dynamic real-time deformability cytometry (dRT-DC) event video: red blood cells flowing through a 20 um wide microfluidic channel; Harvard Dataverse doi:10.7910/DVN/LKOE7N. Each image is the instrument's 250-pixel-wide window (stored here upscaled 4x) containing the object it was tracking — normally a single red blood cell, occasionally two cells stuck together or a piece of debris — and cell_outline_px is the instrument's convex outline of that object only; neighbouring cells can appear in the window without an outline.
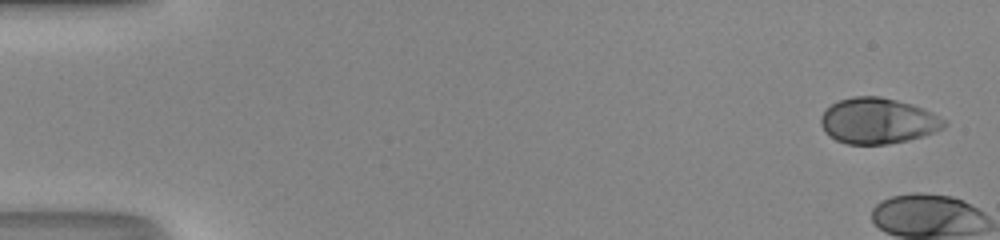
{"species": "human", "species_latin": "Homo sapiens", "temperature_condition": "room temperature", "stored_images_in_passage": 5, "camera_frame_rate_fps": 3000, "um_per_image_px": 0.085, "donor": {"sex": "male"}, "frame": {"image": 1, "passage_image": 1, "time_ms": 0.0, "image_size_px": [1000, 240], "cell_outline_px": [[948, 124], [944, 128], [908, 140], [888, 144], [848, 144], [836, 140], [820, 124], [820, 116], [832, 104], [840, 100], [852, 96], [880, 96], [912, 104], [944, 120]], "centroid_in_image_um": [74.59, 10.27], "position_along_channel_um": 10.4, "area_um2": 32.31}}